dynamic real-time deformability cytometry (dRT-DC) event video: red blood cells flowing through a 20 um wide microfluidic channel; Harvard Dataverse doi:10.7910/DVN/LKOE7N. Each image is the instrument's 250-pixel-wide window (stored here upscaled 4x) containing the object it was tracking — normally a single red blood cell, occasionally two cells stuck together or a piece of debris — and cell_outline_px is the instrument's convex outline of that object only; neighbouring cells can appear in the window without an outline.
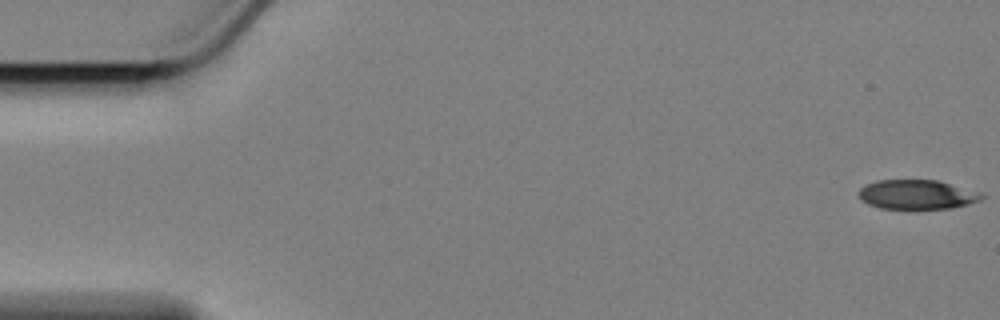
{"species": "Egyptian fruit bat (a non-hibernating species)", "species_latin": "Rousettus aegyptiacus", "temperature_condition": "cold", "stored_images_in_passage": 58, "camera_frame_rate_fps": 3000, "um_per_image_px": 0.085, "animal": {"sex": "female"}, "frame": {"image": 1, "passage_image": 1, "time_ms": 0.0, "image_size_px": [1000, 320], "cell_outline_px": [[984, 196], [980, 200], [968, 204], [952, 208], [880, 208], [868, 204], [860, 196], [860, 188], [876, 180], [936, 180]], "centroid_in_image_um": [77.87, 16.54], "position_along_channel_um": 7.1, "area_um2": 20.17}}
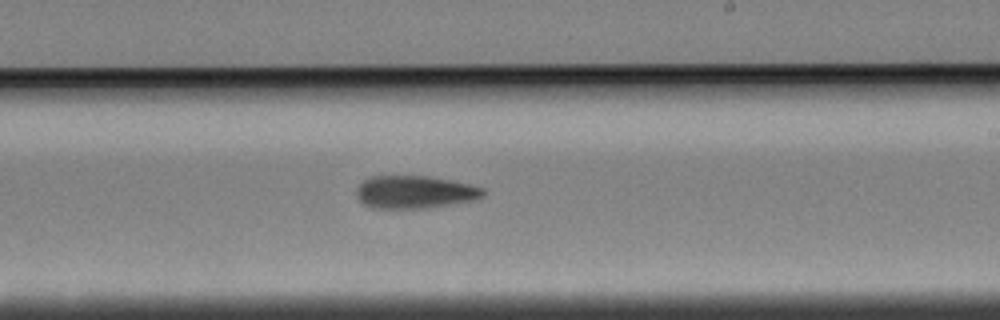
{"frame": {"image": 2, "passage_image": 34, "time_ms": 11.0, "image_size_px": [1000, 320], "cell_outline_px": [[484, 196], [480, 200], [428, 208], [372, 208], [364, 204], [356, 196], [356, 188], [364, 180], [372, 176], [428, 176], [468, 184], [484, 188]], "centroid_in_image_um": [35.28, 16.34], "position_along_channel_um": 253.7, "area_um2": 24.33}}
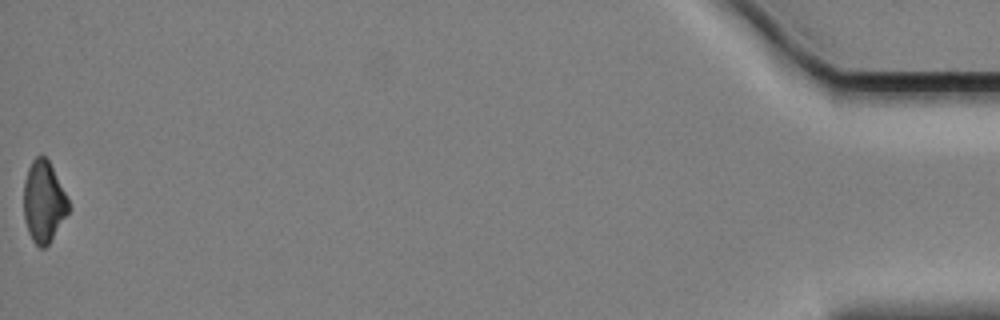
{"frame": {"image": 3, "passage_image": 58, "time_ms": 19.0, "image_size_px": [1000, 320], "cell_outline_px": [[68, 212], [48, 244], [44, 248], [40, 248], [32, 240], [28, 232], [24, 220], [24, 180], [28, 168], [32, 160], [36, 156], [44, 156], [48, 160], [68, 200]], "centroid_in_image_um": [3.67, 17.15], "position_along_channel_um": 431.5, "area_um2": 20.75}, "authors_computed_cell_mechanics": {"area_um2": 23.698, "velocity_mm_per_s": 3.4386, "shape_relaxation_time_tau1_ms": 3.9619, "shape_relaxation_time_tau2_ms": null, "deformation_change_tau1": 0.1198, "deformation_change_tau2": null}}